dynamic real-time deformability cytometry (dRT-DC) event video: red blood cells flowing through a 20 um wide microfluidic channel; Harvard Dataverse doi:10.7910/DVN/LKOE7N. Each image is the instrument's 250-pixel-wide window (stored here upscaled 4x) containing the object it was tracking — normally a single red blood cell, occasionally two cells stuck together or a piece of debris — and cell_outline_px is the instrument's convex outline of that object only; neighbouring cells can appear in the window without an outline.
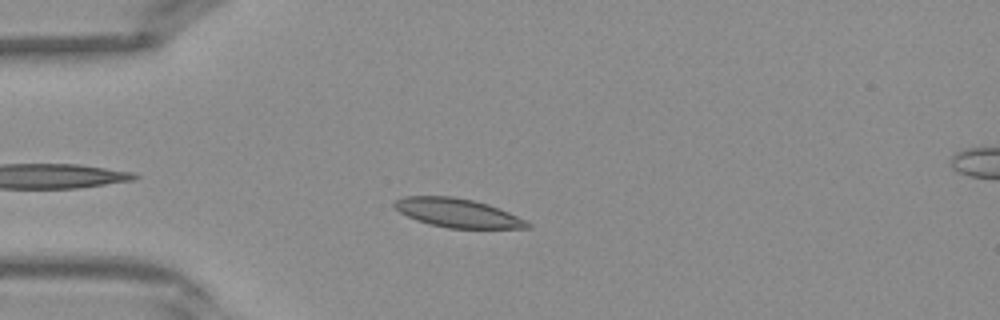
{"species": "Egyptian fruit bat (a non-hibernating species)", "species_latin": "Rousettus aegyptiacus", "temperature_condition": "warm", "stored_images_in_passage": 35, "camera_frame_rate_fps": 3000, "um_per_image_px": 0.085, "frame": {"image": 1, "passage_image": 5, "time_ms": 1.333, "image_size_px": [1000, 320], "cell_outline_px": [[532, 228], [448, 228], [428, 224], [416, 220], [400, 212], [392, 204], [396, 200], [404, 196], [452, 196], [472, 200], [488, 204], [508, 212], [532, 224]], "centroid_in_image_um": [38.88, 18.1], "position_along_channel_um": 46.1, "area_um2": 22.2}}
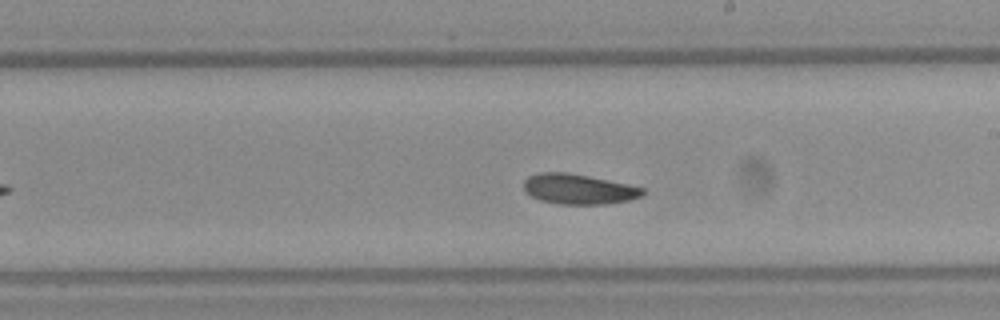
{"frame": {"image": 2, "passage_image": 18, "time_ms": 5.667, "image_size_px": [1000, 320], "cell_outline_px": [[644, 192], [640, 196], [628, 200], [608, 204], [556, 204], [540, 200], [532, 196], [524, 188], [524, 180], [528, 176], [540, 172], [568, 172], [628, 184], [644, 188]], "centroid_in_image_um": [49.16, 16.07], "position_along_channel_um": 239.8, "area_um2": 20.81}}
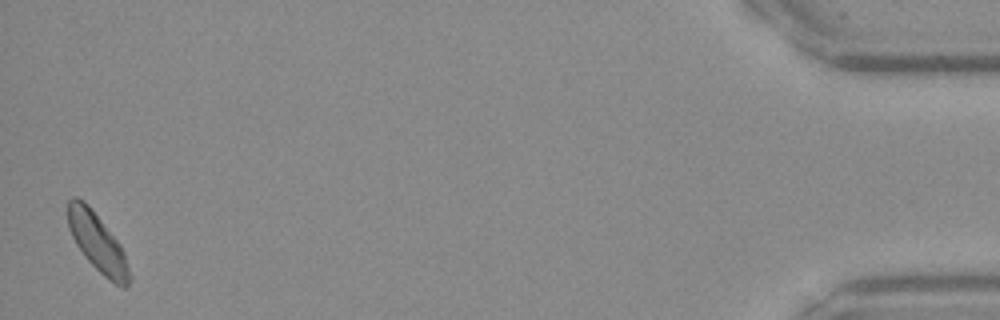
{"frame": {"image": 3, "passage_image": 35, "time_ms": 11.333, "image_size_px": [1000, 320], "cell_outline_px": [[132, 280], [128, 288], [124, 288], [108, 280], [84, 256], [76, 244], [68, 228], [68, 200], [72, 196], [76, 196], [84, 200], [88, 204], [120, 244], [124, 252], [132, 276]], "centroid_in_image_um": [8.31, 20.64], "position_along_channel_um": 426.9, "area_um2": 21.04}}